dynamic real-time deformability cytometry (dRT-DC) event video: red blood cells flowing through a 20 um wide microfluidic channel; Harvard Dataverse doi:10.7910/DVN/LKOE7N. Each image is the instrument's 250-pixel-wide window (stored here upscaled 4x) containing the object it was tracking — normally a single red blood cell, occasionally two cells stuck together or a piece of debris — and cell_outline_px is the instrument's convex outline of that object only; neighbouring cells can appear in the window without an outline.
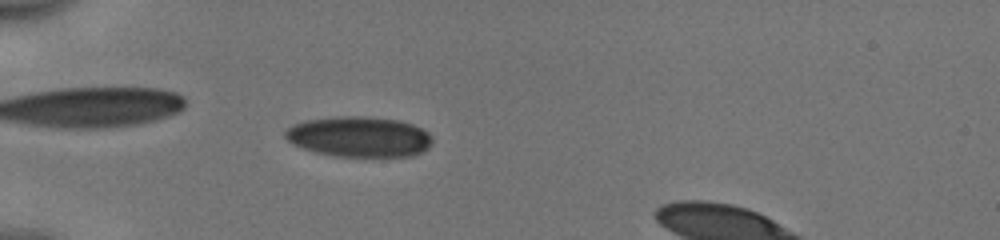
{"species": "human", "species_latin": "Homo sapiens", "temperature_condition": "cold", "stored_images_in_passage": 52, "camera_frame_rate_fps": 3000, "um_per_image_px": 0.085, "donor": {"sex": "male"}, "frame": {"image": 1, "passage_image": 17, "time_ms": 5.333, "image_size_px": [1000, 240], "cell_outline_px": [[432, 144], [428, 148], [412, 156], [332, 156], [316, 152], [292, 144], [284, 136], [284, 132], [292, 124], [304, 120], [336, 116], [368, 116], [400, 120], [412, 124], [428, 132], [432, 136]], "centroid_in_image_um": [30.52, 11.61], "position_along_channel_um": 54.5, "area_um2": 34.91}}
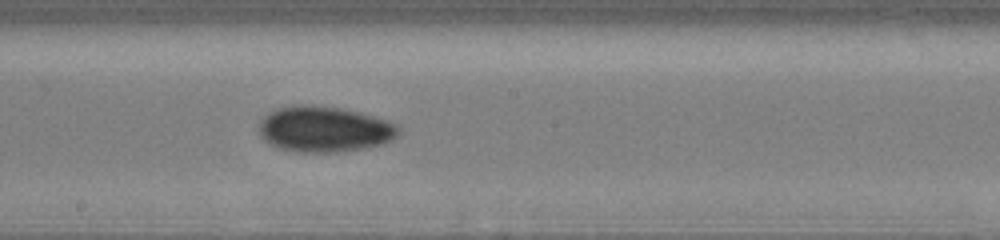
{"frame": {"image": 2, "passage_image": 31, "time_ms": 10.0, "image_size_px": [1000, 240], "cell_outline_px": [[400, 132], [392, 140], [380, 144], [364, 148], [336, 152], [296, 152], [276, 148], [264, 140], [260, 136], [256, 128], [260, 120], [264, 116], [276, 108], [292, 104], [308, 104], [340, 108], [360, 112], [400, 124]], "centroid_in_image_um": [27.52, 10.97], "position_along_channel_um": 220.7, "area_um2": 37.8}}
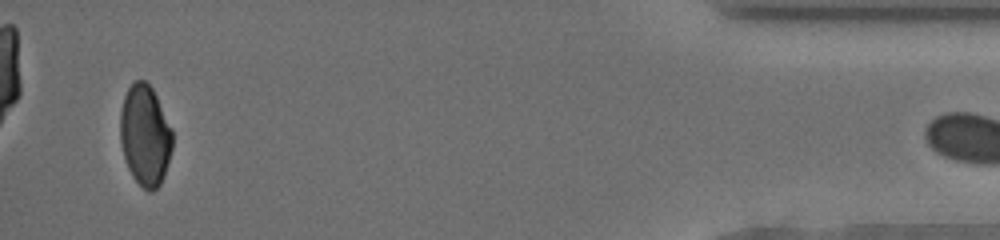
{"frame": {"image": 3, "passage_image": 51, "time_ms": 16.667, "image_size_px": [1000, 240], "cell_outline_px": [[172, 148], [164, 176], [160, 184], [152, 192], [148, 192], [132, 176], [128, 168], [124, 156], [120, 140], [120, 112], [124, 96], [128, 88], [136, 80], [144, 80], [152, 88], [172, 128]], "centroid_in_image_um": [12.33, 11.51], "position_along_channel_um": 422.9, "area_um2": 30.58}}